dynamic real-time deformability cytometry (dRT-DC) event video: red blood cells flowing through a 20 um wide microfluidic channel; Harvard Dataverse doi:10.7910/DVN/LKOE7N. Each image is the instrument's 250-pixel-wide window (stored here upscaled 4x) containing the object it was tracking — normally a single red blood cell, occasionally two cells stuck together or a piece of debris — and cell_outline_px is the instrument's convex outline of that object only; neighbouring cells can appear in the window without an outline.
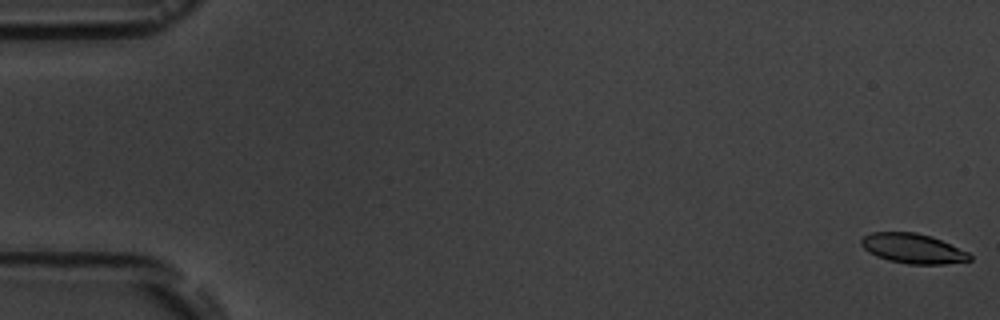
{"species": "common noctule bat (a hibernating species)", "species_latin": "Nyctalus noctula", "temperature_condition": "room temperature", "stored_images_in_passage": 6, "camera_frame_rate_fps": 3000, "um_per_image_px": 0.085, "animal": {"sex": "male", "body_mass_g": 19.5, "forearm_length_mm": 54.6}, "frame": {"image": 1, "passage_image": 1, "time_ms": 0.0, "image_size_px": [1000, 320], "cell_outline_px": [[972, 260], [944, 264], [908, 264], [888, 260], [876, 256], [868, 252], [860, 244], [860, 240], [864, 236], [872, 232], [916, 232], [932, 236], [968, 252], [972, 256]], "centroid_in_image_um": [77.59, 21.12], "position_along_channel_um": 7.4, "area_um2": 18.9}}
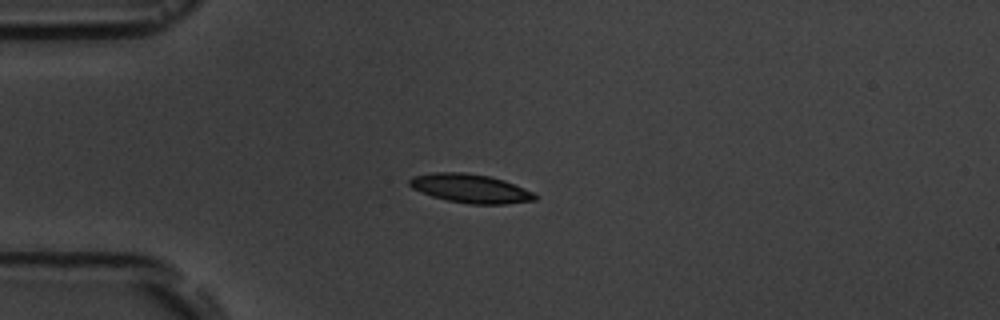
{"frame": {"image": 2, "passage_image": 5, "time_ms": 4.667, "image_size_px": [1000, 320], "cell_outline_px": [[540, 196], [536, 200], [504, 204], [468, 204], [448, 200], [432, 196], [412, 188], [408, 184], [408, 180], [412, 176], [432, 172], [464, 172], [488, 176], [504, 180], [532, 192]], "centroid_in_image_um": [39.97, 16.01], "position_along_channel_um": 45.0, "area_um2": 21.04}}